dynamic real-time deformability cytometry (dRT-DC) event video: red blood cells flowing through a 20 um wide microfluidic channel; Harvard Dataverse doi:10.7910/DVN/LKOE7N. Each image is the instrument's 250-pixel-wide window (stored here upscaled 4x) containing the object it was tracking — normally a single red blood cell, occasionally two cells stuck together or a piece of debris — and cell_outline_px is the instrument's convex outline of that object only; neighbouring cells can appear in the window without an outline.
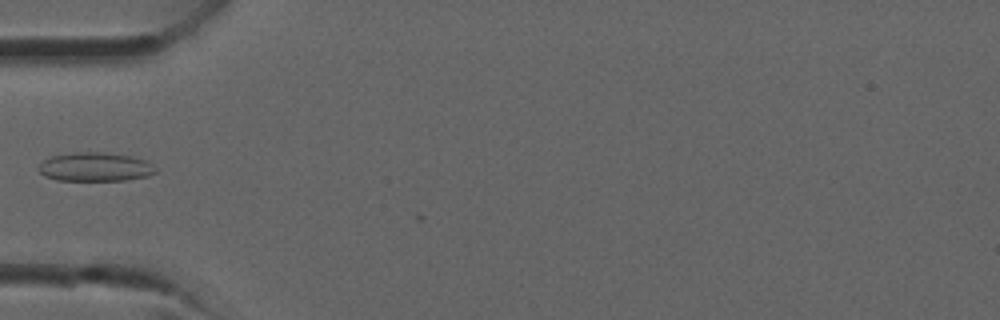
{"species": "common noctule bat (a hibernating species)", "species_latin": "Nyctalus noctula", "temperature_condition": "room temperature", "stored_images_in_passage": 25, "camera_frame_rate_fps": 3000, "um_per_image_px": 0.085, "animal": {"sex": "male", "forearm_length_mm": 52.5}, "frame": {"image": 1, "passage_image": 1, "time_ms": 0.0, "image_size_px": [1000, 320], "cell_outline_px": [[156, 172], [148, 176], [124, 180], [56, 180], [44, 176], [36, 168], [44, 160], [52, 156], [72, 152], [96, 152], [132, 156], [148, 160], [156, 168]], "centroid_in_image_um": [8.09, 14.19], "position_along_channel_um": 76.9, "area_um2": 19.71}}
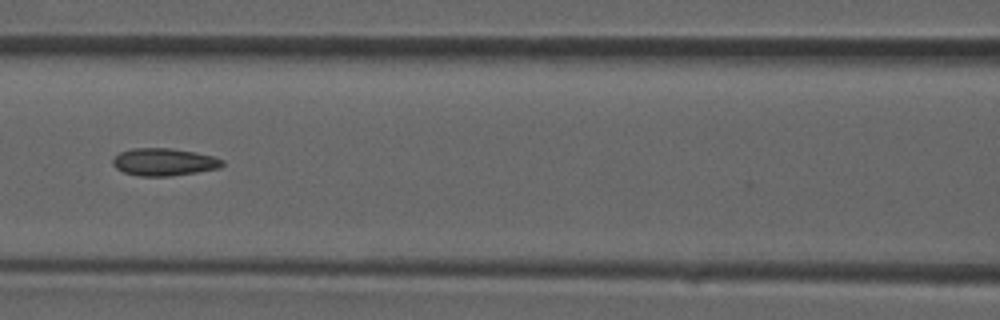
{"frame": {"image": 2, "passage_image": 5, "time_ms": 1.333, "image_size_px": [1000, 320], "cell_outline_px": [[224, 164], [220, 168], [172, 176], [140, 176], [124, 172], [116, 168], [112, 164], [112, 160], [120, 152], [132, 148], [172, 148], [196, 152], [212, 156], [224, 160]], "centroid_in_image_um": [13.95, 13.76], "position_along_channel_um": 152.7, "area_um2": 17.57}}
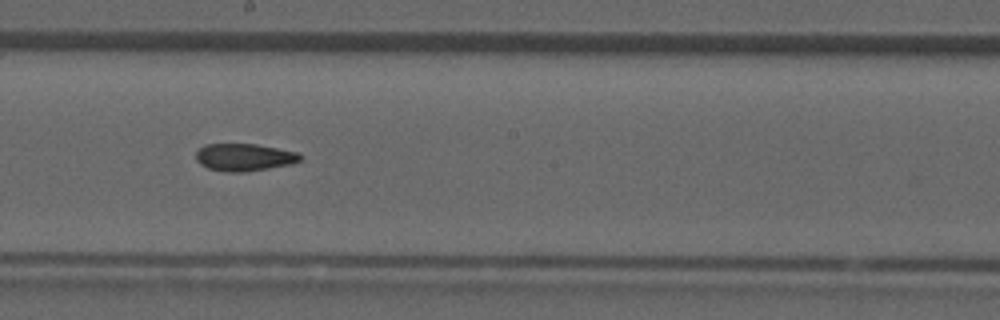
{"frame": {"image": 3, "passage_image": 9, "time_ms": 2.667, "image_size_px": [1000, 320], "cell_outline_px": [[304, 156], [300, 160], [292, 164], [244, 172], [224, 172], [208, 168], [200, 164], [196, 160], [196, 152], [204, 144], [256, 144], [296, 152]], "centroid_in_image_um": [20.74, 13.37], "position_along_channel_um": 227.5, "area_um2": 16.65}}